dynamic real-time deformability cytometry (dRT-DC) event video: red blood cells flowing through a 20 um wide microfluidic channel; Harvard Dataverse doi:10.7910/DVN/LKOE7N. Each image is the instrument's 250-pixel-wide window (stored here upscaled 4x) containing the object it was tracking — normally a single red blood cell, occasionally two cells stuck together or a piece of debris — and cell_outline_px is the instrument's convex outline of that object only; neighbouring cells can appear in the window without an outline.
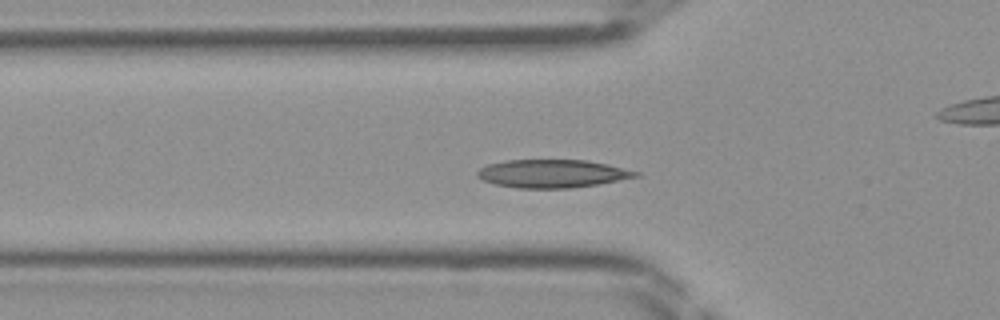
{"species": "Egyptian fruit bat (a non-hibernating species)", "species_latin": "Rousettus aegyptiacus", "temperature_condition": "room temperature", "stored_images_in_passage": 35, "camera_frame_rate_fps": 3000, "um_per_image_px": 0.085, "frame": {"image": 1, "passage_image": 4, "time_ms": 1.0, "image_size_px": [1000, 320], "cell_outline_px": [[640, 176], [596, 184], [572, 188], [516, 188], [496, 184], [484, 180], [476, 176], [476, 172], [480, 168], [488, 164], [504, 160], [588, 160], [608, 164], [640, 172]], "centroid_in_image_um": [46.93, 14.75], "position_along_channel_um": 78.9, "area_um2": 25.89}}
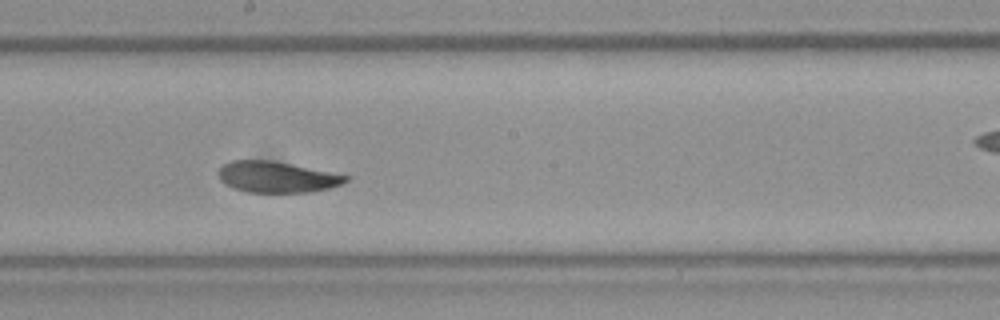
{"frame": {"image": 2, "passage_image": 14, "time_ms": 4.333, "image_size_px": [1000, 320], "cell_outline_px": [[348, 180], [340, 184], [328, 188], [312, 192], [248, 192], [232, 188], [224, 184], [220, 180], [220, 168], [224, 164], [232, 160], [272, 160], [348, 176]], "centroid_in_image_um": [23.49, 15.05], "position_along_channel_um": 224.7, "area_um2": 22.72}}
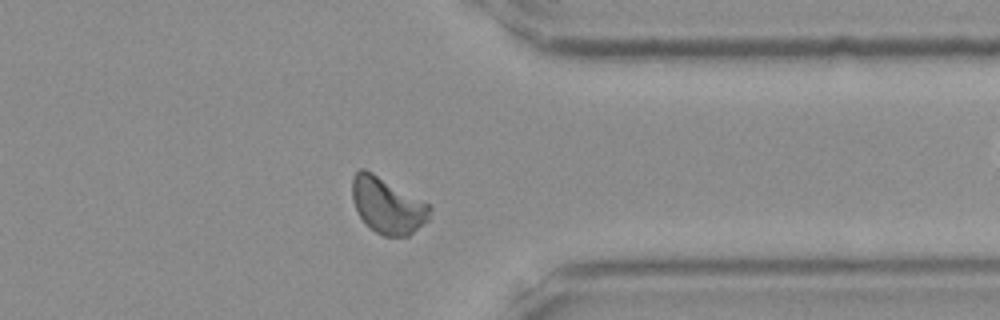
{"frame": {"image": 3, "passage_image": 25, "time_ms": 8.0, "image_size_px": [1000, 320], "cell_outline_px": [[432, 208], [428, 220], [408, 236], [384, 236], [376, 232], [360, 216], [352, 200], [352, 176], [360, 168], [364, 168], [372, 172], [428, 204]], "centroid_in_image_um": [32.92, 17.46], "position_along_channel_um": 378.5, "area_um2": 24.85}}